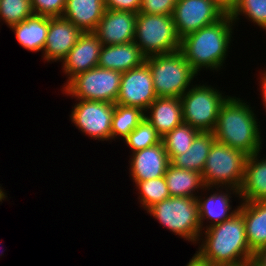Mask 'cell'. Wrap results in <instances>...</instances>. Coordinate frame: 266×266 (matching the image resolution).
I'll return each instance as SVG.
<instances>
[{
    "instance_id": "484cf974",
    "label": "cell",
    "mask_w": 266,
    "mask_h": 266,
    "mask_svg": "<svg viewBox=\"0 0 266 266\" xmlns=\"http://www.w3.org/2000/svg\"><path fill=\"white\" fill-rule=\"evenodd\" d=\"M144 119V111L137 107L115 104L111 122V141L124 140Z\"/></svg>"
},
{
    "instance_id": "d6a6232c",
    "label": "cell",
    "mask_w": 266,
    "mask_h": 266,
    "mask_svg": "<svg viewBox=\"0 0 266 266\" xmlns=\"http://www.w3.org/2000/svg\"><path fill=\"white\" fill-rule=\"evenodd\" d=\"M177 0H141L138 13L172 15Z\"/></svg>"
},
{
    "instance_id": "ffe728a7",
    "label": "cell",
    "mask_w": 266,
    "mask_h": 266,
    "mask_svg": "<svg viewBox=\"0 0 266 266\" xmlns=\"http://www.w3.org/2000/svg\"><path fill=\"white\" fill-rule=\"evenodd\" d=\"M261 152L247 156L244 178L239 189L241 201H266V157Z\"/></svg>"
},
{
    "instance_id": "2e32d148",
    "label": "cell",
    "mask_w": 266,
    "mask_h": 266,
    "mask_svg": "<svg viewBox=\"0 0 266 266\" xmlns=\"http://www.w3.org/2000/svg\"><path fill=\"white\" fill-rule=\"evenodd\" d=\"M83 32L64 17H49L46 44L42 53L47 62H61Z\"/></svg>"
},
{
    "instance_id": "277c9868",
    "label": "cell",
    "mask_w": 266,
    "mask_h": 266,
    "mask_svg": "<svg viewBox=\"0 0 266 266\" xmlns=\"http://www.w3.org/2000/svg\"><path fill=\"white\" fill-rule=\"evenodd\" d=\"M145 63L152 74L157 97L180 98L198 76L180 50L146 57Z\"/></svg>"
},
{
    "instance_id": "ba28073f",
    "label": "cell",
    "mask_w": 266,
    "mask_h": 266,
    "mask_svg": "<svg viewBox=\"0 0 266 266\" xmlns=\"http://www.w3.org/2000/svg\"><path fill=\"white\" fill-rule=\"evenodd\" d=\"M201 84L192 85L180 97L183 121L200 132H213L220 107L229 95L207 83Z\"/></svg>"
},
{
    "instance_id": "52a82bcc",
    "label": "cell",
    "mask_w": 266,
    "mask_h": 266,
    "mask_svg": "<svg viewBox=\"0 0 266 266\" xmlns=\"http://www.w3.org/2000/svg\"><path fill=\"white\" fill-rule=\"evenodd\" d=\"M246 158L247 155L242 151L215 141L202 172L205 187L239 190L244 178Z\"/></svg>"
},
{
    "instance_id": "f546056e",
    "label": "cell",
    "mask_w": 266,
    "mask_h": 266,
    "mask_svg": "<svg viewBox=\"0 0 266 266\" xmlns=\"http://www.w3.org/2000/svg\"><path fill=\"white\" fill-rule=\"evenodd\" d=\"M240 15L266 32V0H239L238 6L230 15L236 24Z\"/></svg>"
},
{
    "instance_id": "ab89813d",
    "label": "cell",
    "mask_w": 266,
    "mask_h": 266,
    "mask_svg": "<svg viewBox=\"0 0 266 266\" xmlns=\"http://www.w3.org/2000/svg\"><path fill=\"white\" fill-rule=\"evenodd\" d=\"M228 266H250V262H246V263L239 264V265H228Z\"/></svg>"
},
{
    "instance_id": "6da1fadb",
    "label": "cell",
    "mask_w": 266,
    "mask_h": 266,
    "mask_svg": "<svg viewBox=\"0 0 266 266\" xmlns=\"http://www.w3.org/2000/svg\"><path fill=\"white\" fill-rule=\"evenodd\" d=\"M245 101L236 96L226 98L220 107L213 135L217 142L249 156L262 151L264 139L261 137L260 121Z\"/></svg>"
},
{
    "instance_id": "e0dca14e",
    "label": "cell",
    "mask_w": 266,
    "mask_h": 266,
    "mask_svg": "<svg viewBox=\"0 0 266 266\" xmlns=\"http://www.w3.org/2000/svg\"><path fill=\"white\" fill-rule=\"evenodd\" d=\"M129 161V172L134 183L146 181L165 175L170 164L163 142L132 153Z\"/></svg>"
},
{
    "instance_id": "5bb4252c",
    "label": "cell",
    "mask_w": 266,
    "mask_h": 266,
    "mask_svg": "<svg viewBox=\"0 0 266 266\" xmlns=\"http://www.w3.org/2000/svg\"><path fill=\"white\" fill-rule=\"evenodd\" d=\"M211 192L207 196H197L199 221L202 231L231 218L239 211V205L232 210L231 195L240 198L239 190L234 188H210ZM216 189V191H213ZM225 189V190H224ZM224 190V191H223ZM202 197V198H201ZM206 220V222H205ZM204 223H209L204 226Z\"/></svg>"
},
{
    "instance_id": "836d02e7",
    "label": "cell",
    "mask_w": 266,
    "mask_h": 266,
    "mask_svg": "<svg viewBox=\"0 0 266 266\" xmlns=\"http://www.w3.org/2000/svg\"><path fill=\"white\" fill-rule=\"evenodd\" d=\"M105 9L130 11L138 14L141 0H104Z\"/></svg>"
},
{
    "instance_id": "e575fe53",
    "label": "cell",
    "mask_w": 266,
    "mask_h": 266,
    "mask_svg": "<svg viewBox=\"0 0 266 266\" xmlns=\"http://www.w3.org/2000/svg\"><path fill=\"white\" fill-rule=\"evenodd\" d=\"M212 1L225 15H231L238 6L239 2V0H212Z\"/></svg>"
},
{
    "instance_id": "603a6c76",
    "label": "cell",
    "mask_w": 266,
    "mask_h": 266,
    "mask_svg": "<svg viewBox=\"0 0 266 266\" xmlns=\"http://www.w3.org/2000/svg\"><path fill=\"white\" fill-rule=\"evenodd\" d=\"M49 28V17L32 15L26 20L12 25L17 42L28 51L43 53Z\"/></svg>"
},
{
    "instance_id": "d4e9b609",
    "label": "cell",
    "mask_w": 266,
    "mask_h": 266,
    "mask_svg": "<svg viewBox=\"0 0 266 266\" xmlns=\"http://www.w3.org/2000/svg\"><path fill=\"white\" fill-rule=\"evenodd\" d=\"M215 141L213 132H200L193 140L190 148L181 155H175L170 160V164L180 169L202 174L210 148Z\"/></svg>"
},
{
    "instance_id": "7c38bea8",
    "label": "cell",
    "mask_w": 266,
    "mask_h": 266,
    "mask_svg": "<svg viewBox=\"0 0 266 266\" xmlns=\"http://www.w3.org/2000/svg\"><path fill=\"white\" fill-rule=\"evenodd\" d=\"M156 98L152 74L145 62L122 73L115 104L137 107L145 112Z\"/></svg>"
},
{
    "instance_id": "1f68e13d",
    "label": "cell",
    "mask_w": 266,
    "mask_h": 266,
    "mask_svg": "<svg viewBox=\"0 0 266 266\" xmlns=\"http://www.w3.org/2000/svg\"><path fill=\"white\" fill-rule=\"evenodd\" d=\"M34 14L47 17H61L66 0H31Z\"/></svg>"
},
{
    "instance_id": "f35d334b",
    "label": "cell",
    "mask_w": 266,
    "mask_h": 266,
    "mask_svg": "<svg viewBox=\"0 0 266 266\" xmlns=\"http://www.w3.org/2000/svg\"><path fill=\"white\" fill-rule=\"evenodd\" d=\"M4 191H5L4 188L2 189V186H0V202H3L5 199H7L6 197H8Z\"/></svg>"
},
{
    "instance_id": "ac0fdd59",
    "label": "cell",
    "mask_w": 266,
    "mask_h": 266,
    "mask_svg": "<svg viewBox=\"0 0 266 266\" xmlns=\"http://www.w3.org/2000/svg\"><path fill=\"white\" fill-rule=\"evenodd\" d=\"M144 117L163 138L184 122L181 100L177 97H157L144 112Z\"/></svg>"
},
{
    "instance_id": "4316f807",
    "label": "cell",
    "mask_w": 266,
    "mask_h": 266,
    "mask_svg": "<svg viewBox=\"0 0 266 266\" xmlns=\"http://www.w3.org/2000/svg\"><path fill=\"white\" fill-rule=\"evenodd\" d=\"M199 133V130L184 122L168 132L161 141L163 142L169 160L175 155L185 153Z\"/></svg>"
},
{
    "instance_id": "44dd1931",
    "label": "cell",
    "mask_w": 266,
    "mask_h": 266,
    "mask_svg": "<svg viewBox=\"0 0 266 266\" xmlns=\"http://www.w3.org/2000/svg\"><path fill=\"white\" fill-rule=\"evenodd\" d=\"M105 11L104 0H66L62 15L82 32H94Z\"/></svg>"
},
{
    "instance_id": "5b68a950",
    "label": "cell",
    "mask_w": 266,
    "mask_h": 266,
    "mask_svg": "<svg viewBox=\"0 0 266 266\" xmlns=\"http://www.w3.org/2000/svg\"><path fill=\"white\" fill-rule=\"evenodd\" d=\"M174 235L198 244L202 228L198 202L192 197H170L150 207L147 212Z\"/></svg>"
},
{
    "instance_id": "7a4b0ae2",
    "label": "cell",
    "mask_w": 266,
    "mask_h": 266,
    "mask_svg": "<svg viewBox=\"0 0 266 266\" xmlns=\"http://www.w3.org/2000/svg\"><path fill=\"white\" fill-rule=\"evenodd\" d=\"M233 26L235 23L231 16L224 15L216 23L181 39L180 51L197 74L201 70L219 72L223 68L232 43Z\"/></svg>"
},
{
    "instance_id": "4dcf8cb0",
    "label": "cell",
    "mask_w": 266,
    "mask_h": 266,
    "mask_svg": "<svg viewBox=\"0 0 266 266\" xmlns=\"http://www.w3.org/2000/svg\"><path fill=\"white\" fill-rule=\"evenodd\" d=\"M34 15L31 0H0V22L10 28Z\"/></svg>"
},
{
    "instance_id": "d590c367",
    "label": "cell",
    "mask_w": 266,
    "mask_h": 266,
    "mask_svg": "<svg viewBox=\"0 0 266 266\" xmlns=\"http://www.w3.org/2000/svg\"><path fill=\"white\" fill-rule=\"evenodd\" d=\"M251 263L253 266H266V246L260 247L253 252Z\"/></svg>"
},
{
    "instance_id": "cb8c5ba5",
    "label": "cell",
    "mask_w": 266,
    "mask_h": 266,
    "mask_svg": "<svg viewBox=\"0 0 266 266\" xmlns=\"http://www.w3.org/2000/svg\"><path fill=\"white\" fill-rule=\"evenodd\" d=\"M171 197L197 198L198 191H210L205 187L202 174L192 170L180 169L169 164L164 175ZM197 191V193H196Z\"/></svg>"
},
{
    "instance_id": "9a60e30c",
    "label": "cell",
    "mask_w": 266,
    "mask_h": 266,
    "mask_svg": "<svg viewBox=\"0 0 266 266\" xmlns=\"http://www.w3.org/2000/svg\"><path fill=\"white\" fill-rule=\"evenodd\" d=\"M101 41L94 32H83L69 53L62 59V70L68 78L98 66Z\"/></svg>"
},
{
    "instance_id": "74e56055",
    "label": "cell",
    "mask_w": 266,
    "mask_h": 266,
    "mask_svg": "<svg viewBox=\"0 0 266 266\" xmlns=\"http://www.w3.org/2000/svg\"><path fill=\"white\" fill-rule=\"evenodd\" d=\"M259 82H260L259 87L261 88V89H259L261 92L260 95L262 96L261 99H262V103H263V106H264L265 112H266V69L263 72H261Z\"/></svg>"
},
{
    "instance_id": "3957f363",
    "label": "cell",
    "mask_w": 266,
    "mask_h": 266,
    "mask_svg": "<svg viewBox=\"0 0 266 266\" xmlns=\"http://www.w3.org/2000/svg\"><path fill=\"white\" fill-rule=\"evenodd\" d=\"M202 232L197 251L214 266L239 265L252 261L254 251L248 244L244 218L240 211Z\"/></svg>"
},
{
    "instance_id": "d6986e66",
    "label": "cell",
    "mask_w": 266,
    "mask_h": 266,
    "mask_svg": "<svg viewBox=\"0 0 266 266\" xmlns=\"http://www.w3.org/2000/svg\"><path fill=\"white\" fill-rule=\"evenodd\" d=\"M146 57L134 42L119 45H102L98 67L119 72H126L141 66Z\"/></svg>"
},
{
    "instance_id": "9c48e42d",
    "label": "cell",
    "mask_w": 266,
    "mask_h": 266,
    "mask_svg": "<svg viewBox=\"0 0 266 266\" xmlns=\"http://www.w3.org/2000/svg\"><path fill=\"white\" fill-rule=\"evenodd\" d=\"M122 72L101 67L79 73L64 83L63 94L76 100L116 103Z\"/></svg>"
},
{
    "instance_id": "8992f818",
    "label": "cell",
    "mask_w": 266,
    "mask_h": 266,
    "mask_svg": "<svg viewBox=\"0 0 266 266\" xmlns=\"http://www.w3.org/2000/svg\"><path fill=\"white\" fill-rule=\"evenodd\" d=\"M134 42L150 57L180 50L181 38L172 15L138 13Z\"/></svg>"
},
{
    "instance_id": "8d00e7d4",
    "label": "cell",
    "mask_w": 266,
    "mask_h": 266,
    "mask_svg": "<svg viewBox=\"0 0 266 266\" xmlns=\"http://www.w3.org/2000/svg\"><path fill=\"white\" fill-rule=\"evenodd\" d=\"M186 266H214L206 258H204L198 251L189 260Z\"/></svg>"
},
{
    "instance_id": "7402d4cb",
    "label": "cell",
    "mask_w": 266,
    "mask_h": 266,
    "mask_svg": "<svg viewBox=\"0 0 266 266\" xmlns=\"http://www.w3.org/2000/svg\"><path fill=\"white\" fill-rule=\"evenodd\" d=\"M239 211L244 218L250 248L255 251L266 246V201H240Z\"/></svg>"
},
{
    "instance_id": "4fadbf2b",
    "label": "cell",
    "mask_w": 266,
    "mask_h": 266,
    "mask_svg": "<svg viewBox=\"0 0 266 266\" xmlns=\"http://www.w3.org/2000/svg\"><path fill=\"white\" fill-rule=\"evenodd\" d=\"M137 14L105 9L94 33L102 45H119L134 41Z\"/></svg>"
},
{
    "instance_id": "8fae6325",
    "label": "cell",
    "mask_w": 266,
    "mask_h": 266,
    "mask_svg": "<svg viewBox=\"0 0 266 266\" xmlns=\"http://www.w3.org/2000/svg\"><path fill=\"white\" fill-rule=\"evenodd\" d=\"M224 15L212 0H177L172 14L181 39L202 27L216 23Z\"/></svg>"
},
{
    "instance_id": "f1b7e54d",
    "label": "cell",
    "mask_w": 266,
    "mask_h": 266,
    "mask_svg": "<svg viewBox=\"0 0 266 266\" xmlns=\"http://www.w3.org/2000/svg\"><path fill=\"white\" fill-rule=\"evenodd\" d=\"M152 124L144 117L139 125L123 140L132 153L152 147L161 142Z\"/></svg>"
},
{
    "instance_id": "83f0119b",
    "label": "cell",
    "mask_w": 266,
    "mask_h": 266,
    "mask_svg": "<svg viewBox=\"0 0 266 266\" xmlns=\"http://www.w3.org/2000/svg\"><path fill=\"white\" fill-rule=\"evenodd\" d=\"M138 191V201L144 210H148L156 203H160L165 199L170 198V193L164 176L149 179L146 181H137L135 184Z\"/></svg>"
},
{
    "instance_id": "30bf717a",
    "label": "cell",
    "mask_w": 266,
    "mask_h": 266,
    "mask_svg": "<svg viewBox=\"0 0 266 266\" xmlns=\"http://www.w3.org/2000/svg\"><path fill=\"white\" fill-rule=\"evenodd\" d=\"M70 116L75 127L98 141L111 140L113 103L103 101L76 100Z\"/></svg>"
}]
</instances>
